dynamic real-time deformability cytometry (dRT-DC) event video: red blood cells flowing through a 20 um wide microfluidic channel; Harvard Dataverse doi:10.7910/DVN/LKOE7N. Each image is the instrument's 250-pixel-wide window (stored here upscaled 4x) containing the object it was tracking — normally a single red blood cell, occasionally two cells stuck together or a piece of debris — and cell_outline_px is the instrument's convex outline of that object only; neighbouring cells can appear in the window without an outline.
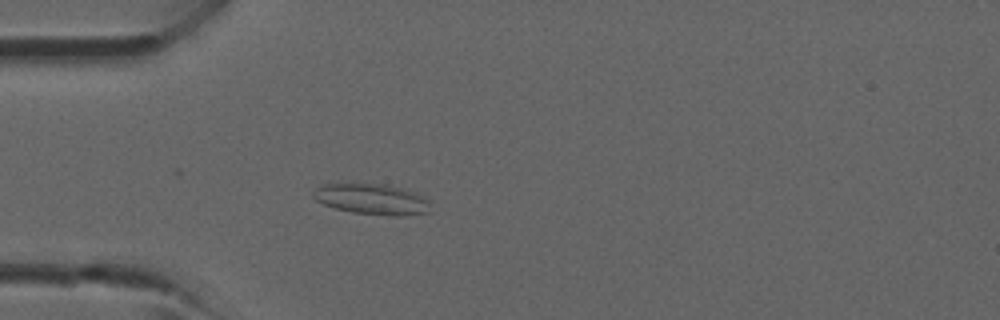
{"species": "common noctule bat (a hibernating species)", "species_latin": "Nyctalus noctula", "temperature_condition": "room temperature", "stored_images_in_passage": 3, "camera_frame_rate_fps": 3000, "um_per_image_px": 0.085, "animal": {"sex": "male", "forearm_length_mm": 52.5}, "frame": {"image": 1, "passage_image": 3, "time_ms": 2.333, "image_size_px": [1000, 320], "cell_outline_px": [[432, 212], [400, 216], [388, 216], [352, 212], [336, 208], [324, 204], [316, 200], [312, 196], [312, 192], [316, 188], [324, 184], [384, 184], [400, 188], [412, 192], [428, 200]], "centroid_in_image_um": [31.61, 16.95], "position_along_channel_um": 53.4, "area_um2": 20.81}}